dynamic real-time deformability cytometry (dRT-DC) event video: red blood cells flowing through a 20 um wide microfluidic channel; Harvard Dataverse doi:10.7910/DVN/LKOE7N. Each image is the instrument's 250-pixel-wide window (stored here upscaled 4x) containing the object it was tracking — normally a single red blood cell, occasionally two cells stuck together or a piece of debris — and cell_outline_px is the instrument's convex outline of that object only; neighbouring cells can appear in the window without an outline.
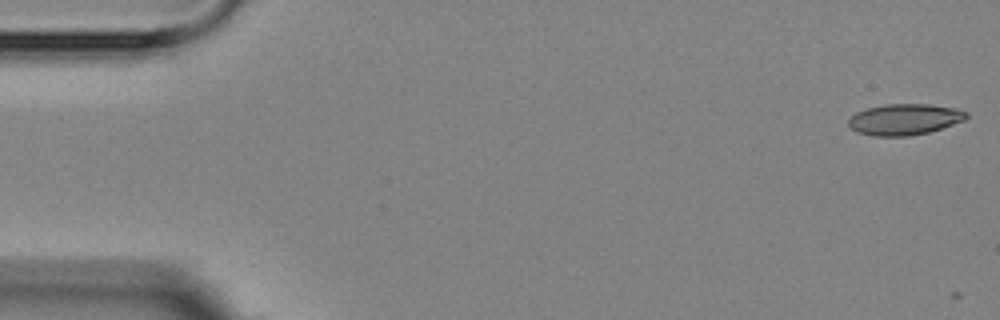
{"species": "Egyptian fruit bat (a non-hibernating species)", "species_latin": "Rousettus aegyptiacus", "temperature_condition": "room temperature", "stored_images_in_passage": 5, "camera_frame_rate_fps": 3000, "um_per_image_px": 0.085, "animal": {"sex": "female"}, "frame": {"image": 1, "passage_image": 1, "time_ms": 0.0, "image_size_px": [1000, 320], "cell_outline_px": [[968, 116], [964, 120], [928, 132], [908, 136], [872, 136], [856, 132], [848, 124], [848, 120], [856, 112], [868, 108], [884, 104], [928, 104], [956, 108], [968, 112]], "centroid_in_image_um": [76.87, 10.14], "position_along_channel_um": 8.1, "area_um2": 21.27}}
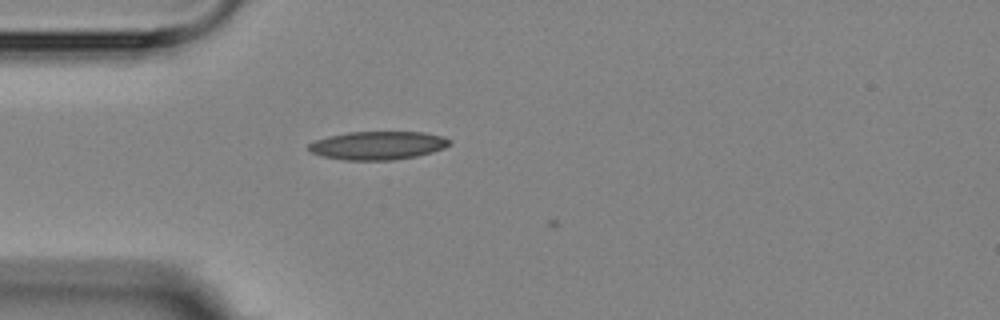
{"frame": {"image": 2, "passage_image": 5, "time_ms": 4.667, "image_size_px": [1000, 320], "cell_outline_px": [[452, 144], [444, 148], [432, 152], [416, 156], [392, 160], [344, 160], [320, 156], [312, 152], [308, 148], [308, 144], [316, 140], [328, 136], [348, 132], [424, 132], [444, 136], [452, 140]], "centroid_in_image_um": [32.14, 12.36], "position_along_channel_um": 52.9, "area_um2": 23.41}}